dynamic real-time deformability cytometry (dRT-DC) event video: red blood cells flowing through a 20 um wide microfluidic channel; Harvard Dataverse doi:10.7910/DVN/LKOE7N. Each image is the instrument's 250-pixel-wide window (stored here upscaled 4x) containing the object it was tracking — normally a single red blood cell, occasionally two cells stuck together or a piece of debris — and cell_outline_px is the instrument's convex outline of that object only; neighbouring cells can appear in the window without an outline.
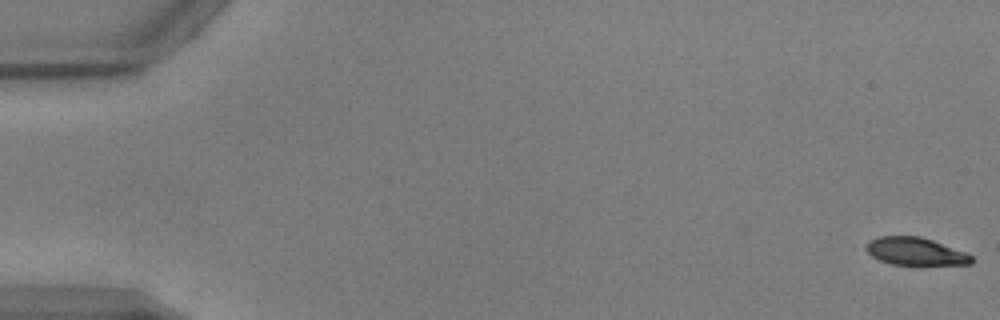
{"species": "common noctule bat (a hibernating species)", "species_latin": "Nyctalus noctula", "temperature_condition": "warm", "stored_images_in_passage": 9, "camera_frame_rate_fps": 3000, "um_per_image_px": 0.085, "animal": {"sex": "male", "body_mass_g": 17.9, "forearm_length_mm": 54.2}, "frame": {"image": 1, "passage_image": 1, "time_ms": 0.0, "image_size_px": [1000, 320], "cell_outline_px": [[972, 264], [892, 264], [880, 260], [872, 256], [864, 248], [872, 240], [880, 236], [920, 236], [932, 240], [964, 252], [972, 256]], "centroid_in_image_um": [77.79, 21.36], "position_along_channel_um": 7.2, "area_um2": 16.53}}